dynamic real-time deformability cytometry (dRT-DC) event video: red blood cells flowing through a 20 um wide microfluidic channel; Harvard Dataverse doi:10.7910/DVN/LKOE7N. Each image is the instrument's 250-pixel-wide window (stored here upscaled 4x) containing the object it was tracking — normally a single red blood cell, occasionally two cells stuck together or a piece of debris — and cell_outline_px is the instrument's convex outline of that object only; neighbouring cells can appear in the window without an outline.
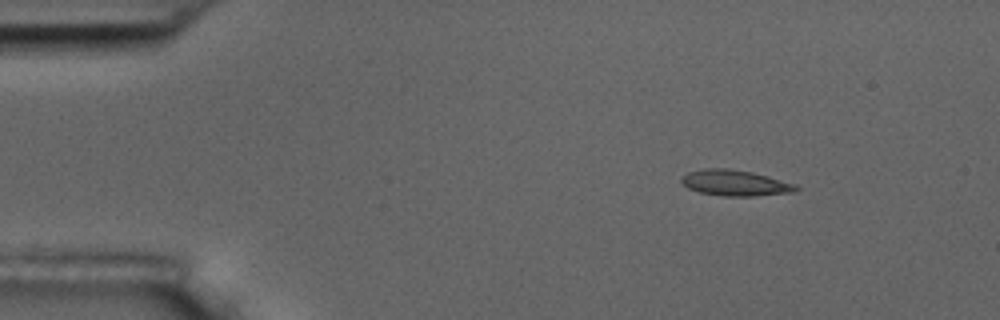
{"species": "common noctule bat (a hibernating species)", "species_latin": "Nyctalus noctula", "temperature_condition": "room temperature", "stored_images_in_passage": 4, "camera_frame_rate_fps": 3000, "um_per_image_px": 0.085, "animal": {"sex": "male", "body_mass_g": 17.5, "forearm_length_mm": 52.3}, "frame": {"image": 1, "passage_image": 2, "time_ms": 1.0, "image_size_px": [1000, 320], "cell_outline_px": [[800, 188], [792, 192], [756, 196], [724, 196], [700, 192], [688, 188], [680, 180], [680, 176], [688, 172], [704, 168], [728, 168], [752, 172], [768, 176], [796, 184]], "centroid_in_image_um": [62.47, 15.54], "position_along_channel_um": 22.5, "area_um2": 17.28}}